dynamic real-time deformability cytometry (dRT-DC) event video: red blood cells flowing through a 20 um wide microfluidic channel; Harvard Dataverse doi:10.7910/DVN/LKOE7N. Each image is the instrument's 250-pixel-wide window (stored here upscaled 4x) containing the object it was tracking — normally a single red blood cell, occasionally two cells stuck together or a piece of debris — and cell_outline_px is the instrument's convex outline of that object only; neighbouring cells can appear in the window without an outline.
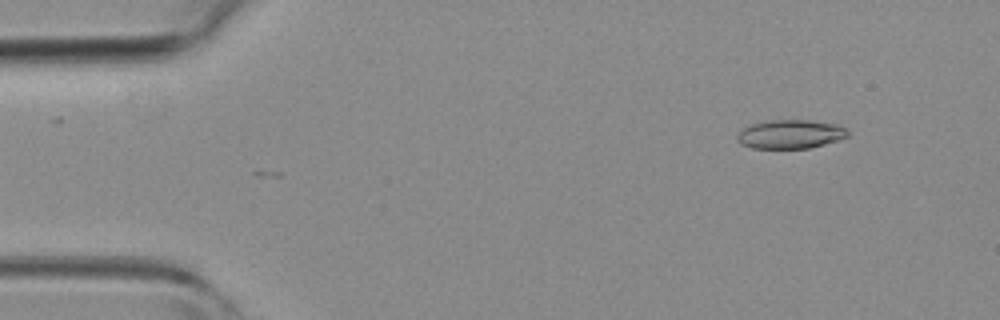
{"species": "common noctule bat (a hibernating species)", "species_latin": "Nyctalus noctula", "temperature_condition": "room temperature", "stored_images_in_passage": 4, "camera_frame_rate_fps": 3000, "um_per_image_px": 0.085, "animal": {"sex": "female", "body_mass_g": 19.3, "forearm_length_mm": 54.1}, "frame": {"image": 1, "passage_image": 2, "time_ms": 1.0, "image_size_px": [1000, 320], "cell_outline_px": [[848, 136], [824, 144], [808, 148], [752, 148], [740, 144], [736, 136], [744, 128], [752, 124], [764, 120], [808, 120], [836, 124], [844, 128], [848, 132]], "centroid_in_image_um": [67.15, 11.4], "position_along_channel_um": 17.9, "area_um2": 18.38}}
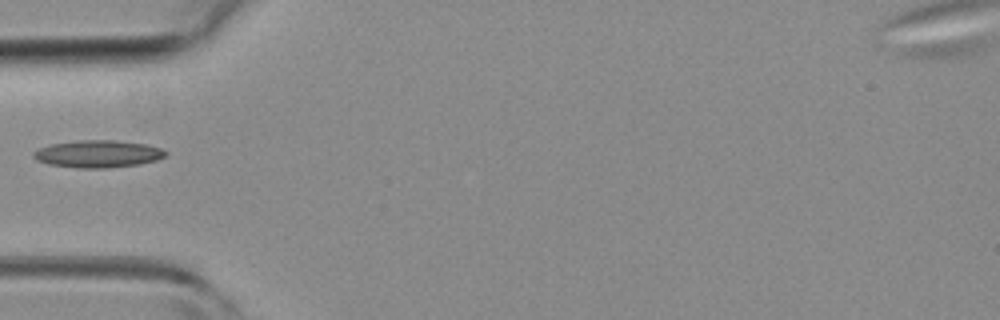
{"frame": {"image": 2, "passage_image": 4, "time_ms": 4.333, "image_size_px": [1000, 320], "cell_outline_px": [[168, 152], [164, 156], [156, 160], [140, 164], [108, 168], [76, 168], [48, 164], [36, 160], [32, 156], [32, 152], [40, 148], [52, 144], [80, 140], [116, 140], [148, 144], [160, 148]], "centroid_in_image_um": [8.32, 13.08], "position_along_channel_um": 76.7, "area_um2": 21.1}}